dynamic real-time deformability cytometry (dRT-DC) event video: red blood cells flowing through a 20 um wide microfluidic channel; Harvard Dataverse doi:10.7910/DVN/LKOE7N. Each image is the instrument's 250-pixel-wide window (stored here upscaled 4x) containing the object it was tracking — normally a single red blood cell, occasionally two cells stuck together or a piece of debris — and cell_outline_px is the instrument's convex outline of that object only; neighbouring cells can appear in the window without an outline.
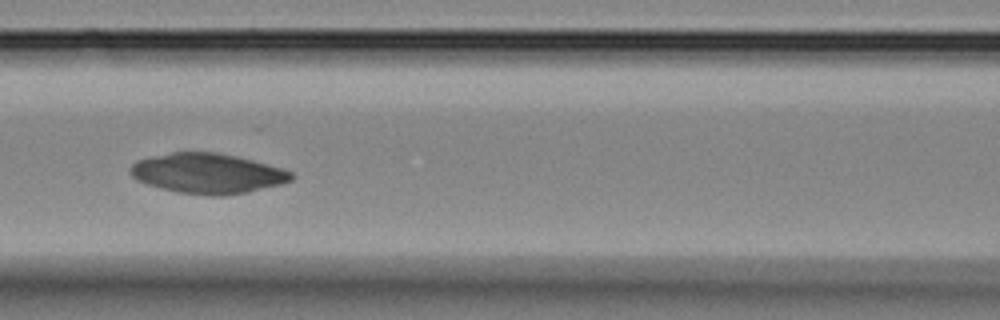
{"species": "Egyptian fruit bat (a non-hibernating species)", "species_latin": "Rousettus aegyptiacus", "temperature_condition": "room temperature", "stored_images_in_passage": 8, "camera_frame_rate_fps": 3000, "um_per_image_px": 0.085, "animal": {"sex": "female"}, "frame": {"image": 1, "passage_image": 6, "time_ms": 5.667, "image_size_px": [1000, 320], "cell_outline_px": [[296, 176], [292, 180], [280, 184], [248, 192], [224, 196], [208, 196], [176, 192], [148, 184], [136, 180], [128, 172], [128, 168], [136, 160], [152, 156], [172, 152], [216, 152], [236, 156], [252, 160], [280, 168], [292, 172]], "centroid_in_image_um": [17.61, 14.74], "position_along_channel_um": 149.0, "area_um2": 37.74}}
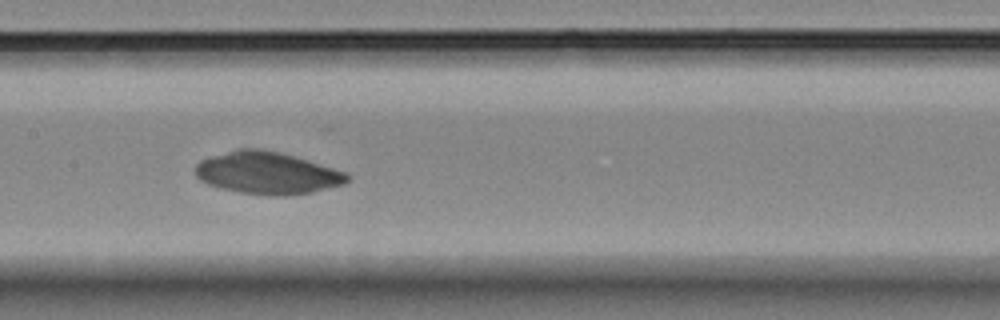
{"frame": {"image": 2, "passage_image": 7, "time_ms": 6.667, "image_size_px": [1000, 320], "cell_outline_px": [[352, 176], [344, 184], [312, 192], [284, 196], [268, 196], [240, 192], [220, 188], [208, 184], [200, 180], [196, 176], [196, 164], [200, 160], [236, 148], [260, 148], [280, 152], [348, 172]], "centroid_in_image_um": [22.73, 14.7], "position_along_channel_um": 184.7, "area_um2": 37.57}}
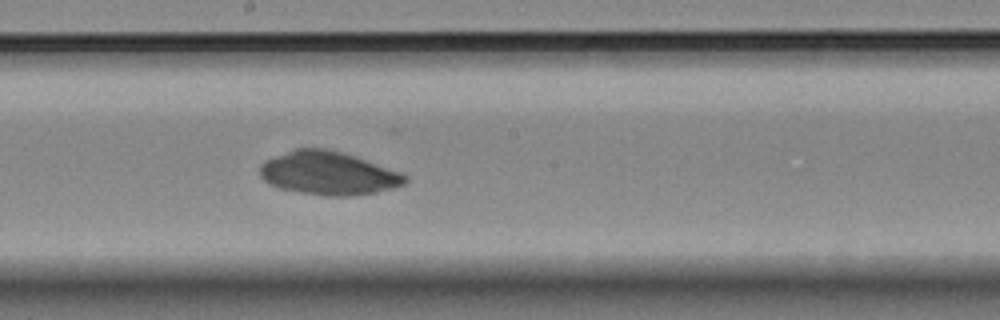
{"frame": {"image": 3, "passage_image": 8, "time_ms": 7.667, "image_size_px": [1000, 320], "cell_outline_px": [[408, 180], [404, 184], [392, 188], [376, 192], [356, 196], [324, 196], [300, 192], [280, 188], [268, 184], [260, 176], [260, 164], [264, 160], [296, 148], [328, 148], [400, 172], [408, 176]], "centroid_in_image_um": [27.88, 14.74], "position_along_channel_um": 220.3, "area_um2": 36.53}}